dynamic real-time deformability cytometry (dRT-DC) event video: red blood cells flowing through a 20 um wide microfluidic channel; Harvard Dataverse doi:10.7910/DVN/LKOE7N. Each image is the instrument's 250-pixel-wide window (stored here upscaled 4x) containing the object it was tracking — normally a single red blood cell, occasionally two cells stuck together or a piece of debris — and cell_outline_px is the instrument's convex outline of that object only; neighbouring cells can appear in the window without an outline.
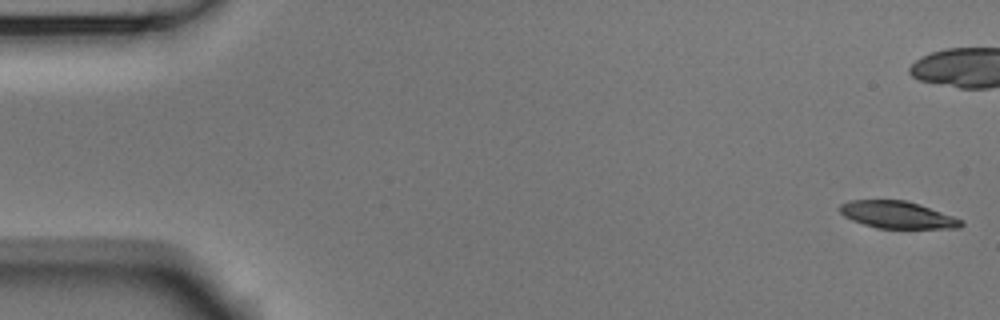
{"species": "Egyptian fruit bat (a non-hibernating species)", "species_latin": "Rousettus aegyptiacus", "temperature_condition": "room temperature", "stored_images_in_passage": 54, "camera_frame_rate_fps": 3000, "um_per_image_px": 0.085, "animal": {"sex": "male"}, "frame": {"image": 1, "passage_image": 1, "time_ms": 0.0, "image_size_px": [1000, 320], "cell_outline_px": [[964, 224], [960, 228], [876, 228], [852, 220], [844, 216], [840, 212], [840, 204], [848, 200], [904, 200], [920, 204], [964, 220]], "centroid_in_image_um": [76.29, 18.26], "position_along_channel_um": 8.7, "area_um2": 19.19}}
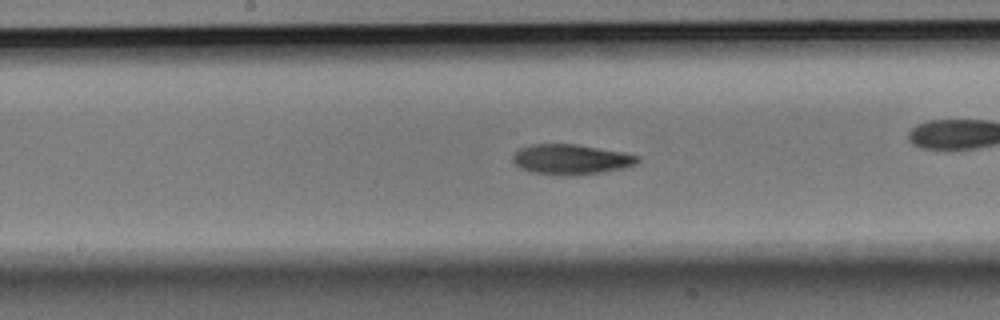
{"frame": {"image": 2, "passage_image": 27, "time_ms": 8.667, "image_size_px": [1000, 320], "cell_outline_px": [[640, 160], [636, 164], [620, 168], [600, 172], [576, 176], [568, 176], [532, 172], [520, 168], [512, 160], [512, 156], [520, 148], [532, 144], [576, 144], [620, 152], [640, 156]], "centroid_in_image_um": [48.51, 13.55], "position_along_channel_um": 199.7, "area_um2": 21.73}}
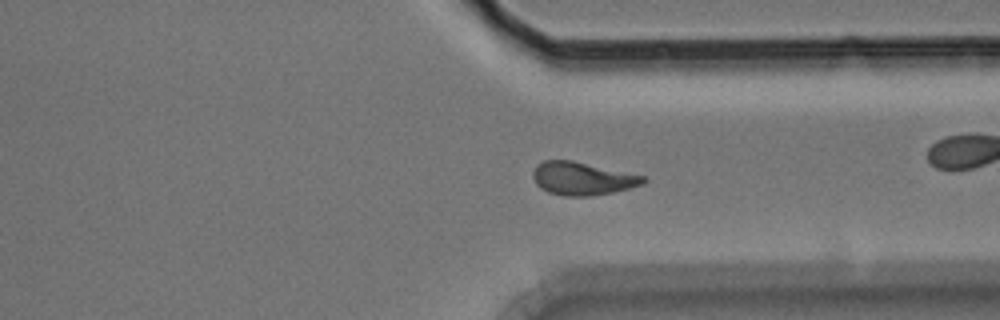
{"frame": {"image": 3, "passage_image": 40, "time_ms": 13.0, "image_size_px": [1000, 320], "cell_outline_px": [[648, 180], [640, 184], [628, 188], [612, 192], [592, 196], [564, 196], [548, 192], [540, 188], [536, 184], [532, 176], [532, 172], [536, 164], [544, 160], [572, 160], [644, 176]], "centroid_in_image_um": [49.44, 15.17], "position_along_channel_um": 362.0, "area_um2": 21.15}, "authors_computed_cell_mechanics": {"area_um2": 20.8369, "velocity_mm_per_s": 3.7478, "shape_relaxation_time_tau1_ms": 4.291, "shape_relaxation_time_tau2_ms": 3.0193, "deformation_change_tau1": 0.1774, "deformation_change_tau2": 0.1028}}